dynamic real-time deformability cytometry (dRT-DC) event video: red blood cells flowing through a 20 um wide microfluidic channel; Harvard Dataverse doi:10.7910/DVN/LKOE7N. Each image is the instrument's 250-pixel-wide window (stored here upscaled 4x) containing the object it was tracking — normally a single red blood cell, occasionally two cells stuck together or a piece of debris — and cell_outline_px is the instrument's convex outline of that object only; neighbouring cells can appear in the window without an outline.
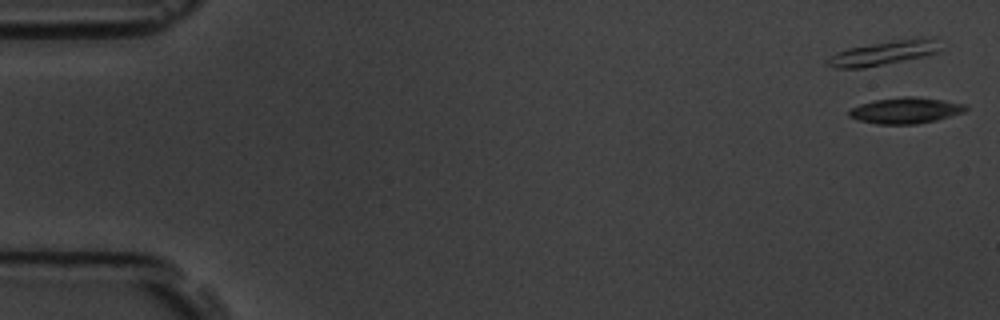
{"species": "common noctule bat (a hibernating species)", "species_latin": "Nyctalus noctula", "temperature_condition": "room temperature", "stored_images_in_passage": 10, "camera_frame_rate_fps": 3000, "um_per_image_px": 0.085, "animal": {"sex": "male", "body_mass_g": 19.5, "forearm_length_mm": 54.6}, "frame": {"image": 1, "passage_image": 1, "time_ms": 0.0, "image_size_px": [1000, 320], "cell_outline_px": [[968, 108], [964, 112], [936, 120], [916, 124], [876, 124], [856, 120], [848, 116], [848, 112], [852, 108], [860, 104], [876, 100], [904, 96], [916, 96], [944, 100], [968, 104]], "centroid_in_image_um": [76.99, 9.39], "position_along_channel_um": 8.0, "area_um2": 17.8}}